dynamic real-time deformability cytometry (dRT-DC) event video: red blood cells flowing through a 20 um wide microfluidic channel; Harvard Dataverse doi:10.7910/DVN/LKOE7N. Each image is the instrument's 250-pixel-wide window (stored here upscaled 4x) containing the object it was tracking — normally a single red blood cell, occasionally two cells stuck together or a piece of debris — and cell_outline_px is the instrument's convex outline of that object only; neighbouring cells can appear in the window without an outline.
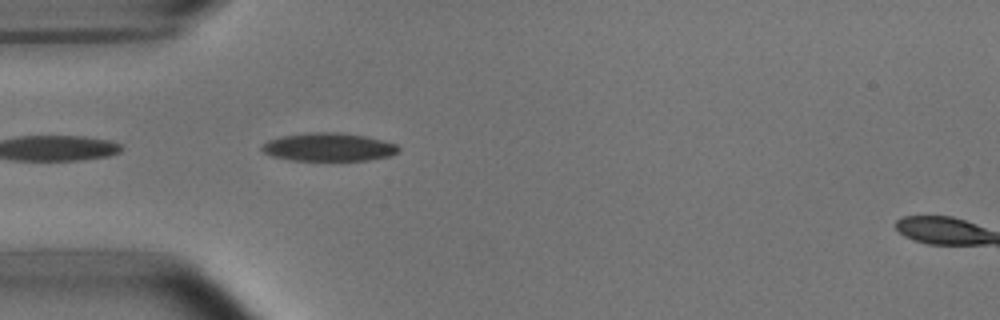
{"species": "common noctule bat (a hibernating species)", "species_latin": "Nyctalus noctula", "temperature_condition": "room temperature", "stored_images_in_passage": 5, "camera_frame_rate_fps": 3000, "um_per_image_px": 0.085, "animal": {"sex": "male", "body_mass_g": 15.6}, "frame": {"image": 1, "passage_image": 2, "time_ms": 0.333, "image_size_px": [1000, 320], "cell_outline_px": [[400, 152], [392, 156], [368, 160], [292, 160], [272, 156], [264, 152], [260, 148], [260, 144], [268, 140], [284, 136], [308, 132], [340, 132], [364, 136], [384, 140], [396, 144], [400, 148]], "centroid_in_image_um": [27.96, 12.5], "position_along_channel_um": 57.0, "area_um2": 22.6}}